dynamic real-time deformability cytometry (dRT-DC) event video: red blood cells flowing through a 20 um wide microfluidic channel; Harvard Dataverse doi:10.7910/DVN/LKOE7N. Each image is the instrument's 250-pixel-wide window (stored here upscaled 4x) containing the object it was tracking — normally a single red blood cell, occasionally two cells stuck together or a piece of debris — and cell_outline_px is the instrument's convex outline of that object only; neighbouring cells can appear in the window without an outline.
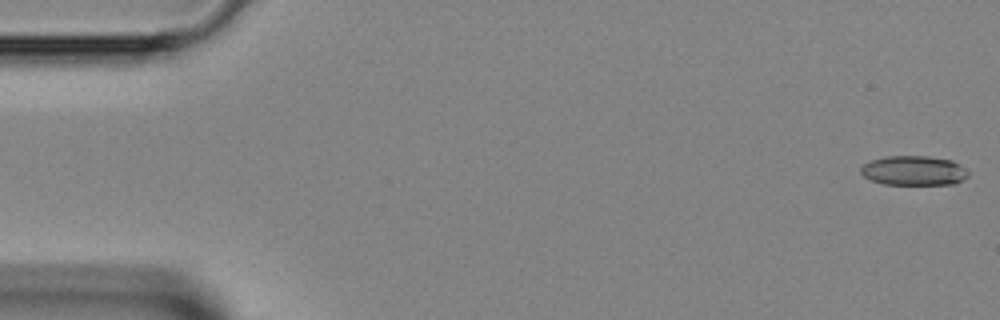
{"species": "Egyptian fruit bat (a non-hibernating species)", "species_latin": "Rousettus aegyptiacus", "temperature_condition": "room temperature", "stored_images_in_passage": 10, "camera_frame_rate_fps": 3000, "um_per_image_px": 0.085, "animal": {"sex": "female"}, "frame": {"image": 1, "passage_image": 1, "time_ms": 0.0, "image_size_px": [1000, 320], "cell_outline_px": [[968, 176], [952, 184], [884, 184], [868, 180], [860, 172], [860, 168], [864, 164], [872, 160], [888, 156], [928, 156], [952, 160], [960, 164], [968, 172]], "centroid_in_image_um": [77.64, 14.5], "position_along_channel_um": 7.4, "area_um2": 18.44}}